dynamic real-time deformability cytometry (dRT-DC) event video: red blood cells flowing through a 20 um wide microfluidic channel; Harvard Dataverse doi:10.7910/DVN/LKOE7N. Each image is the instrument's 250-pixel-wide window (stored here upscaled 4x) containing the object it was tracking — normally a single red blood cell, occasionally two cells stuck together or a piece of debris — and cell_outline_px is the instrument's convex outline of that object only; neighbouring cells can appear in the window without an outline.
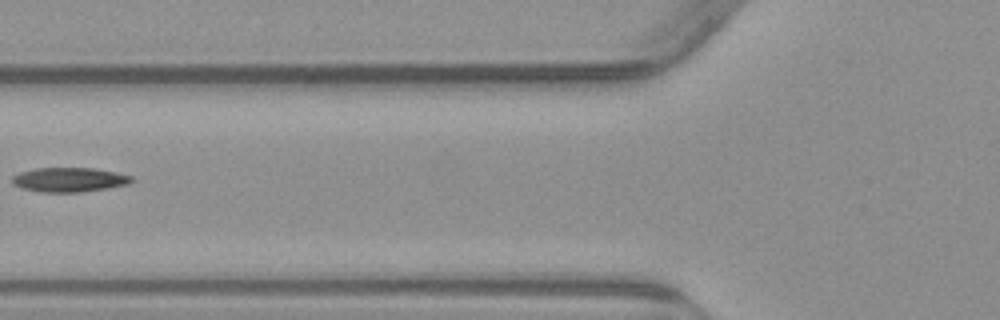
{"species": "common noctule bat (a hibernating species)", "species_latin": "Nyctalus noctula", "temperature_condition": "warm", "stored_images_in_passage": 3, "camera_frame_rate_fps": 3000, "um_per_image_px": 0.085, "animal": {"sex": "male", "body_mass_g": 23.1, "forearm_length_mm": 52.7}, "frame": {"image": 1, "passage_image": 3, "time_ms": 2.667, "image_size_px": [1000, 320], "cell_outline_px": [[136, 180], [128, 184], [108, 188], [80, 192], [40, 192], [20, 188], [12, 184], [12, 176], [20, 172], [36, 168], [92, 168], [116, 172], [132, 176]], "centroid_in_image_um": [5.88, 15.28], "position_along_channel_um": 119.9, "area_um2": 17.11}}